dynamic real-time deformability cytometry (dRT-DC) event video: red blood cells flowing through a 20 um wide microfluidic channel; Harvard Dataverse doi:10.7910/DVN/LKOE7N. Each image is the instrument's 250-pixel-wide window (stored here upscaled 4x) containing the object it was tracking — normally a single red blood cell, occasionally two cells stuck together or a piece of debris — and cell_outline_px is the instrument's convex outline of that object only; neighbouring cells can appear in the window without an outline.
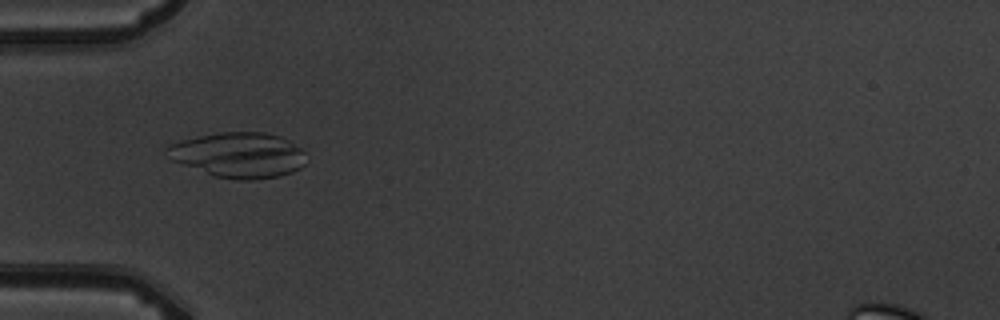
{"species": "common noctule bat (a hibernating species)", "species_latin": "Nyctalus noctula", "temperature_condition": "warm", "stored_images_in_passage": 15, "camera_frame_rate_fps": 3000, "um_per_image_px": 0.085, "animal": {"sex": "male", "body_mass_g": 19.5, "forearm_length_mm": 54.6}, "frame": {"image": 1, "passage_image": 5, "time_ms": 4.333, "image_size_px": [1000, 320], "cell_outline_px": [[308, 152], [304, 164], [300, 168], [292, 172], [280, 176], [252, 180], [236, 180], [216, 176], [168, 160], [164, 148], [168, 144], [180, 140], [220, 132], [264, 132], [280, 136], [288, 140]], "centroid_in_image_um": [20.27, 13.17], "position_along_channel_um": 64.7, "area_um2": 37.17}}
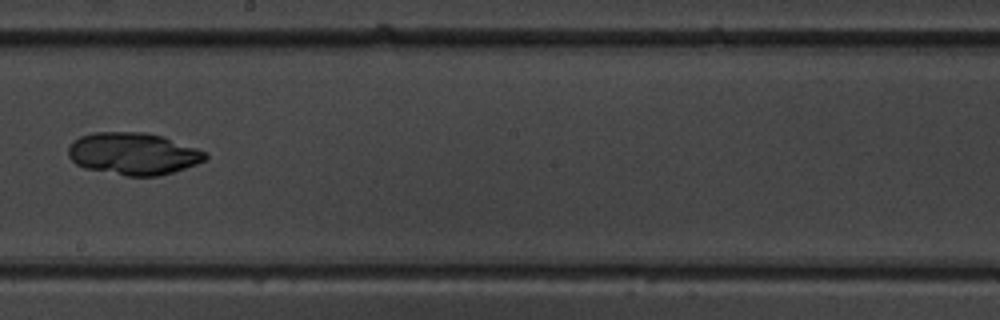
{"frame": {"image": 2, "passage_image": 9, "time_ms": 9.0, "image_size_px": [1000, 320], "cell_outline_px": [[208, 156], [204, 160], [196, 164], [160, 176], [128, 176], [84, 168], [76, 164], [68, 156], [68, 148], [80, 136], [92, 132], [144, 132], [164, 136], [208, 152]], "centroid_in_image_um": [11.34, 13.06], "position_along_channel_um": 236.9, "area_um2": 33.7}}
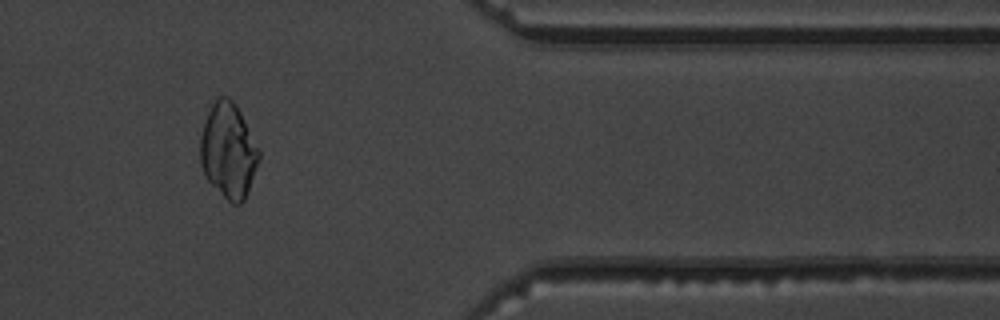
{"frame": {"image": 3, "passage_image": 13, "time_ms": 13.667, "image_size_px": [1000, 320], "cell_outline_px": [[260, 160], [244, 200], [240, 204], [232, 204], [208, 180], [200, 164], [200, 136], [208, 112], [216, 96], [228, 96], [236, 104], [260, 152]], "centroid_in_image_um": [19.4, 12.79], "position_along_channel_um": 392.0, "area_um2": 32.19}}